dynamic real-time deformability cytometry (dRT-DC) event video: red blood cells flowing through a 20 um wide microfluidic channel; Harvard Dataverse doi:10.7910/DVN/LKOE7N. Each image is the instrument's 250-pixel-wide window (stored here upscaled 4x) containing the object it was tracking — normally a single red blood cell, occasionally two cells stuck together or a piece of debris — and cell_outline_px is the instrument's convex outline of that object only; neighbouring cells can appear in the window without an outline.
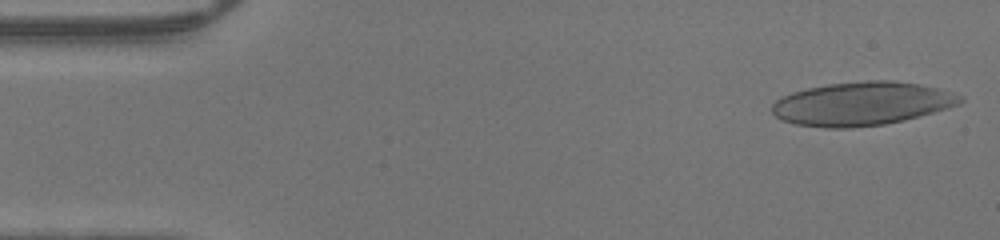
{"species": "human", "species_latin": "Homo sapiens", "temperature_condition": "warm", "stored_images_in_passage": 46, "camera_frame_rate_fps": 3000, "um_per_image_px": 0.085, "donor": {"sex": "male"}, "frame": {"image": 1, "passage_image": 1, "time_ms": 0.0, "image_size_px": [1000, 240], "cell_outline_px": [[964, 100], [960, 104], [948, 108], [904, 120], [884, 124], [852, 128], [824, 128], [796, 124], [780, 120], [772, 112], [772, 104], [780, 96], [792, 92], [808, 88], [828, 84], [868, 80], [892, 80], [920, 84], [952, 92], [964, 96]], "centroid_in_image_um": [73.25, 8.81], "position_along_channel_um": 11.8, "area_um2": 47.92}}
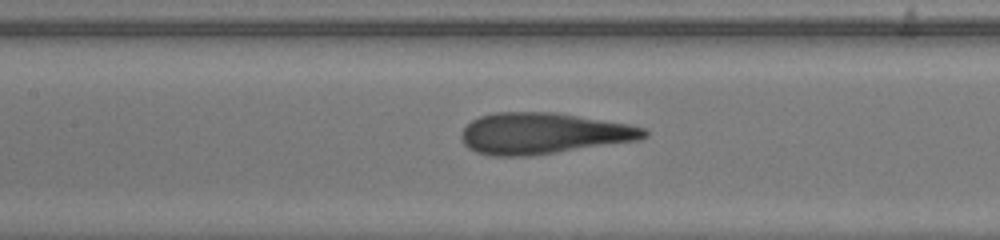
{"frame": {"image": 2, "passage_image": 20, "time_ms": 6.333, "image_size_px": [1000, 240], "cell_outline_px": [[648, 136], [640, 140], [528, 156], [492, 156], [476, 152], [468, 148], [464, 144], [460, 136], [460, 132], [472, 120], [480, 116], [496, 112], [556, 112], [628, 124], [644, 128], [648, 132]], "centroid_in_image_um": [46.16, 11.34], "position_along_channel_um": 161.2, "area_um2": 43.87}}
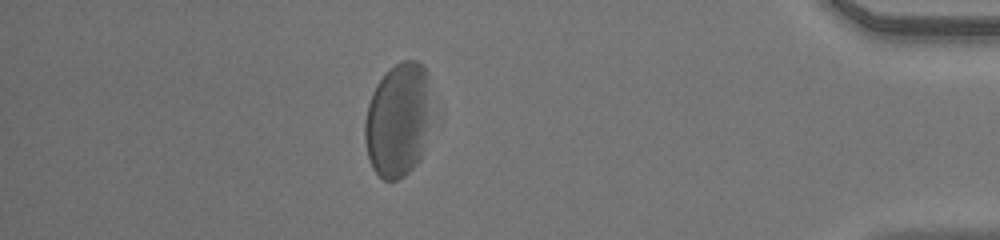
{"frame": {"image": 3, "passage_image": 40, "time_ms": 13.0, "image_size_px": [1000, 240], "cell_outline_px": [[428, 120], [420, 160], [404, 176], [396, 180], [384, 180], [372, 168], [368, 156], [364, 140], [364, 120], [368, 104], [372, 92], [376, 84], [388, 68], [400, 60], [416, 60], [424, 68]], "centroid_in_image_um": [33.74, 10.22], "position_along_channel_um": 401.5, "area_um2": 43.35}}